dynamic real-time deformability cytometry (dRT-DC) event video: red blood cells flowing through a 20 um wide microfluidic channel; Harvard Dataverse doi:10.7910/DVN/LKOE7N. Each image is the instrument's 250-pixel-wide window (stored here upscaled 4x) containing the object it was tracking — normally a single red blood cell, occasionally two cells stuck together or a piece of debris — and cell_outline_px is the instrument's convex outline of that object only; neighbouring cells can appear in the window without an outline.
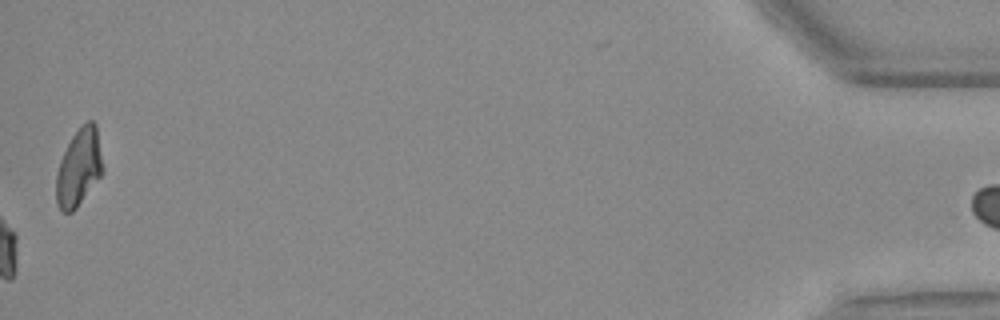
{"species": "Egyptian fruit bat (a non-hibernating species)", "species_latin": "Rousettus aegyptiacus", "temperature_condition": "warm", "stored_images_in_passage": 50, "camera_frame_rate_fps": 3000, "um_per_image_px": 0.085, "animal": {"sex": "female"}, "frame": {"image": 1, "passage_image": 50, "time_ms": 16.333, "image_size_px": [1000, 320], "cell_outline_px": [[104, 172], [76, 208], [72, 212], [64, 212], [56, 204], [56, 176], [60, 160], [72, 136], [80, 124], [88, 120], [92, 120], [96, 124], [104, 168]], "centroid_in_image_um": [6.72, 14.21], "position_along_channel_um": 428.5, "area_um2": 21.1}, "authors_computed_cell_mechanics": {"area_um2": 22.1952, "velocity_mm_per_s": 3.7513, "shape_relaxation_time_tau1_ms": 5.1424, "shape_relaxation_time_tau2_ms": 2.3047, "deformation_change_tau1": 0.1587, "deformation_change_tau2": 0.0728}}